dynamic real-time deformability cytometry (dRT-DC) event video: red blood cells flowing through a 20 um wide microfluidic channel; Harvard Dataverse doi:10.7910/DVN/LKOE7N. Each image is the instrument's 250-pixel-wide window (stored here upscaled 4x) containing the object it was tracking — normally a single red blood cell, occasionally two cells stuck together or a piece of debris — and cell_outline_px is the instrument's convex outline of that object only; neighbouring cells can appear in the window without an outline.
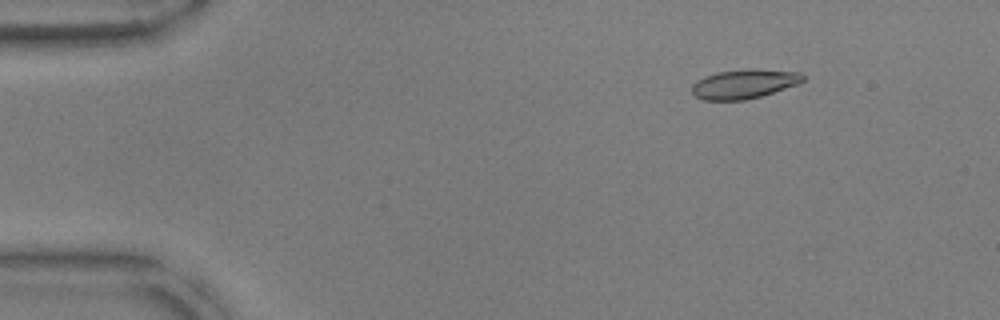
{"species": "common noctule bat (a hibernating species)", "species_latin": "Nyctalus noctula", "temperature_condition": "warm", "stored_images_in_passage": 27, "camera_frame_rate_fps": 3000, "um_per_image_px": 0.085, "animal": {"sex": "male", "body_mass_g": 17.9, "forearm_length_mm": 54.2}, "frame": {"image": 1, "passage_image": 7, "time_ms": 2.0, "image_size_px": [1000, 320], "cell_outline_px": [[804, 80], [796, 84], [760, 96], [744, 100], [704, 100], [696, 96], [692, 92], [692, 84], [696, 80], [704, 76], [716, 72], [800, 72], [804, 76]], "centroid_in_image_um": [63.14, 7.19], "position_along_channel_um": 21.9, "area_um2": 17.63}}
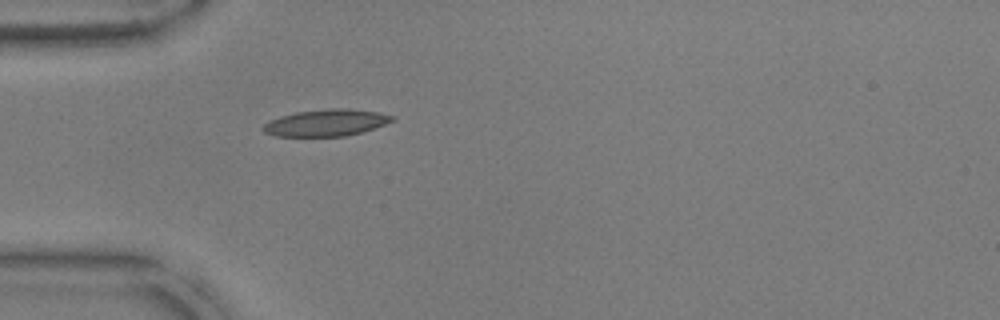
{"frame": {"image": 2, "passage_image": 16, "time_ms": 5.0, "image_size_px": [1000, 320], "cell_outline_px": [[396, 120], [360, 132], [344, 136], [276, 136], [264, 132], [260, 128], [268, 120], [280, 116], [296, 112], [332, 108], [348, 108], [376, 112], [396, 116]], "centroid_in_image_um": [27.69, 10.43], "position_along_channel_um": 57.3, "area_um2": 20.06}}